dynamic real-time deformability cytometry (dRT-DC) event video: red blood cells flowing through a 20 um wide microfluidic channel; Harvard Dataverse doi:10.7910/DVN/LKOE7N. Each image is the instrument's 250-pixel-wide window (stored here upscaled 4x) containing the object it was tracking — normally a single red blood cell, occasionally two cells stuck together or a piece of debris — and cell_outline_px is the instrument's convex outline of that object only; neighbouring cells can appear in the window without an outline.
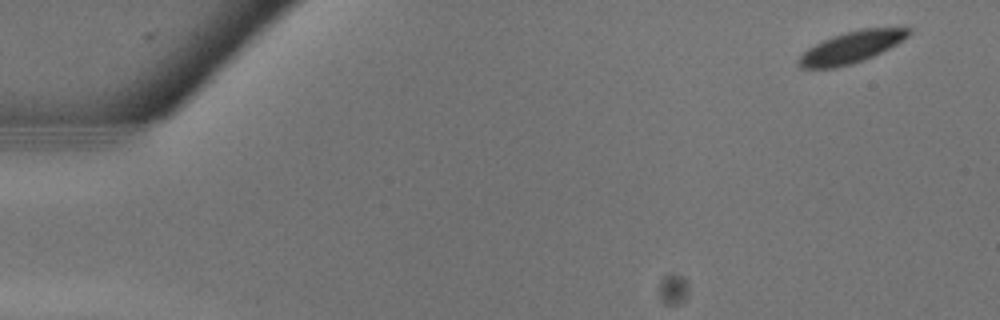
{"species": "common noctule bat (a hibernating species)", "species_latin": "Nyctalus noctula", "temperature_condition": "warm", "stored_images_in_passage": 14, "camera_frame_rate_fps": 3000, "um_per_image_px": 0.085, "animal": {"sex": "male", "body_mass_g": 13.3}, "frame": {"image": 1, "passage_image": 1, "time_ms": 0.0, "image_size_px": [1000, 320], "cell_outline_px": [[912, 32], [904, 40], [864, 60], [852, 64], [836, 68], [800, 68], [796, 60], [808, 48], [824, 40], [860, 28], [912, 28]], "centroid_in_image_um": [72.37, 4.03], "position_along_channel_um": 12.6, "area_um2": 19.94}}
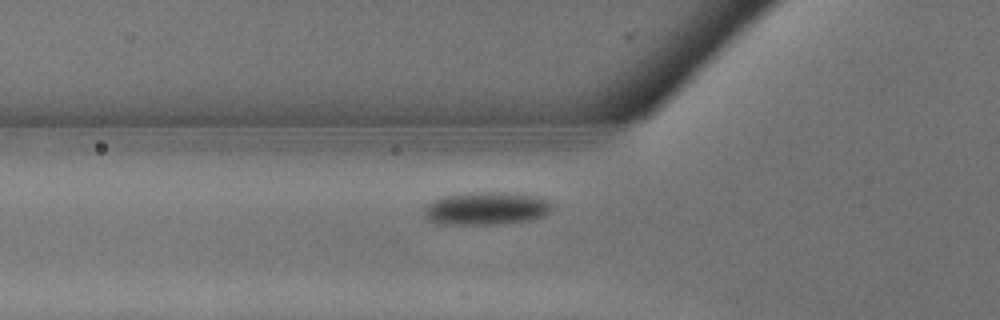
{"frame": {"image": 2, "passage_image": 10, "time_ms": 3.0, "image_size_px": [1000, 320], "cell_outline_px": [[552, 208], [544, 216], [528, 220], [500, 224], [436, 224], [428, 220], [424, 216], [424, 208], [432, 200], [444, 196], [464, 192], [524, 192], [544, 196], [552, 200]], "centroid_in_image_um": [41.39, 17.68], "position_along_channel_um": 84.4, "area_um2": 25.37}}
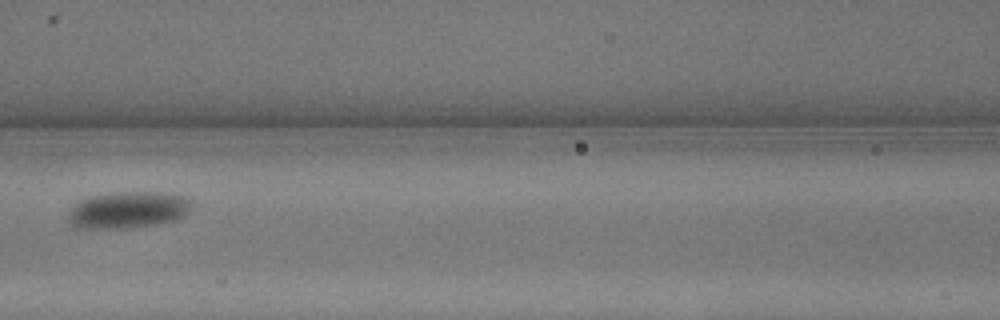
{"frame": {"image": 3, "passage_image": 13, "time_ms": 4.0, "image_size_px": [1000, 320], "cell_outline_px": [[192, 204], [188, 212], [184, 216], [176, 220], [156, 224], [124, 228], [76, 228], [68, 220], [68, 212], [80, 200], [88, 196], [112, 192], [164, 192], [184, 196], [192, 200]], "centroid_in_image_um": [10.89, 17.83], "position_along_channel_um": 155.7, "area_um2": 26.59}}